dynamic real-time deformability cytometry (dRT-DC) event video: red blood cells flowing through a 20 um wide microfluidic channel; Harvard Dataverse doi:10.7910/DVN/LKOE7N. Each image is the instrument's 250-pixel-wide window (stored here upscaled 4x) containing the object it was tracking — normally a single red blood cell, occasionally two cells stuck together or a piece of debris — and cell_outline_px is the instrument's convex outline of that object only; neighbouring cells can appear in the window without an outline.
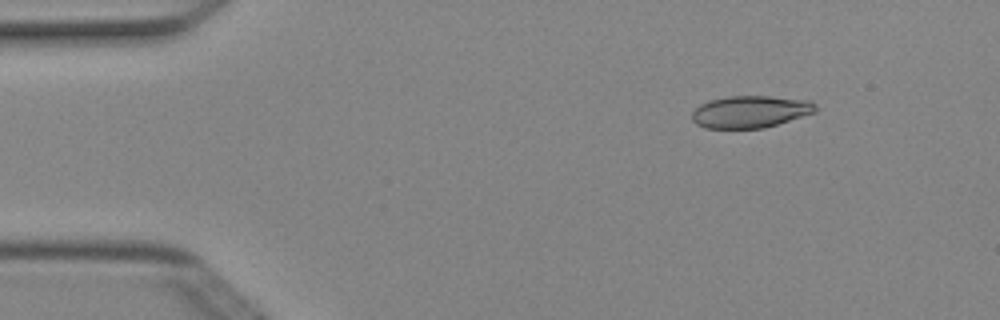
{"species": "Egyptian fruit bat (a non-hibernating species)", "species_latin": "Rousettus aegyptiacus", "temperature_condition": "cold", "stored_images_in_passage": 4, "camera_frame_rate_fps": 3000, "um_per_image_px": 0.085, "animal": {"sex": "female"}, "frame": {"image": 1, "passage_image": 2, "time_ms": 0.333, "image_size_px": [1000, 320], "cell_outline_px": [[816, 112], [764, 128], [704, 128], [696, 124], [692, 120], [692, 112], [700, 104], [708, 100], [728, 96], [768, 96], [812, 100], [816, 104]], "centroid_in_image_um": [63.78, 9.49], "position_along_channel_um": 21.2, "area_um2": 23.24}}